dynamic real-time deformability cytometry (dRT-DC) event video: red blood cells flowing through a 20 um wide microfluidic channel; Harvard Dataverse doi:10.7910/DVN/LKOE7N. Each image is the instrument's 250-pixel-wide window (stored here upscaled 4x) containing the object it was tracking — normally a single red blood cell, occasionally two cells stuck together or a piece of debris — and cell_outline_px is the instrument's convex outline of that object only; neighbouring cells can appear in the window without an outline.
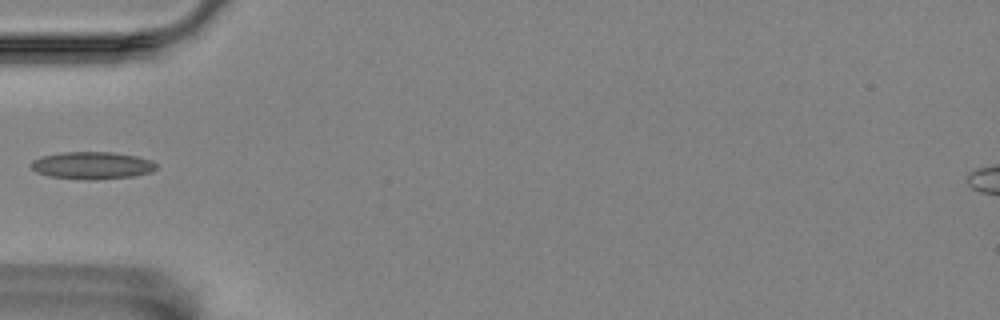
{"species": "Egyptian fruit bat (a non-hibernating species)", "species_latin": "Rousettus aegyptiacus", "temperature_condition": "room temperature", "stored_images_in_passage": 2, "camera_frame_rate_fps": 3000, "um_per_image_px": 0.085, "animal": {"sex": "female"}, "frame": {"image": 1, "passage_image": 2, "time_ms": 0.333, "image_size_px": [1000, 320], "cell_outline_px": [[156, 168], [152, 172], [132, 176], [92, 180], [88, 180], [48, 176], [36, 172], [28, 164], [32, 160], [40, 156], [64, 152], [112, 152], [136, 156], [152, 160], [156, 164]], "centroid_in_image_um": [7.79, 14.06], "position_along_channel_um": 77.2, "area_um2": 20.06}}